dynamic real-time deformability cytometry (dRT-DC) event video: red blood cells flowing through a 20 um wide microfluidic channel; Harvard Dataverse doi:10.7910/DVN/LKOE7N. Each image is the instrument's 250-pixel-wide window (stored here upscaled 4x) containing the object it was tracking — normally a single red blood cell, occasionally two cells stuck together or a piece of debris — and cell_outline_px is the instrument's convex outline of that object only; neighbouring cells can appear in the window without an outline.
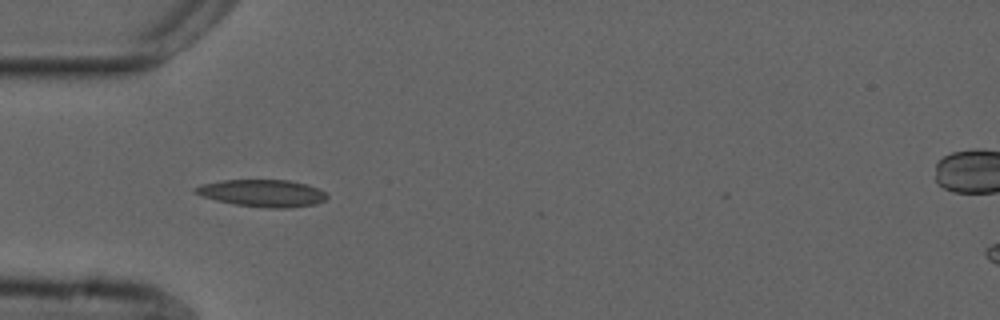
{"species": "common noctule bat (a hibernating species)", "species_latin": "Nyctalus noctula", "temperature_condition": "cold", "stored_images_in_passage": 12, "camera_frame_rate_fps": 3000, "um_per_image_px": 0.085, "animal": {"sex": "male", "forearm_length_mm": 52.5}, "frame": {"image": 1, "passage_image": 6, "time_ms": 1.667, "image_size_px": [1000, 320], "cell_outline_px": [[328, 196], [324, 200], [316, 204], [288, 208], [272, 208], [236, 204], [216, 200], [200, 196], [192, 192], [192, 188], [204, 184], [224, 180], [288, 180], [308, 184], [324, 192]], "centroid_in_image_um": [22.29, 16.41], "position_along_channel_um": 62.7, "area_um2": 20.69}}